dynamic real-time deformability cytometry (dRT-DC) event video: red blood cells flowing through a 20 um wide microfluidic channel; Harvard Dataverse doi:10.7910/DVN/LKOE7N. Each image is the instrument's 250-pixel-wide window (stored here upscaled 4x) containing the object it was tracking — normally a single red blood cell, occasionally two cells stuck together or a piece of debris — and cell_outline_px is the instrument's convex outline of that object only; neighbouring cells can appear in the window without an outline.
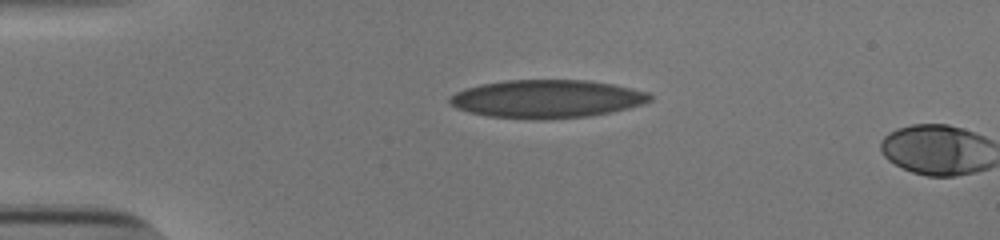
{"species": "human", "species_latin": "Homo sapiens", "temperature_condition": "cold", "stored_images_in_passage": 3, "camera_frame_rate_fps": 3000, "um_per_image_px": 0.085, "donor": {"sex": "male"}, "frame": {"image": 1, "passage_image": 1, "time_ms": 0.0, "image_size_px": [1000, 240], "cell_outline_px": [[652, 100], [644, 104], [612, 112], [588, 116], [544, 120], [536, 120], [488, 116], [468, 112], [456, 108], [448, 100], [456, 92], [464, 88], [480, 84], [504, 80], [588, 80], [612, 84], [648, 92], [652, 96]], "centroid_in_image_um": [46.48, 8.41], "position_along_channel_um": 38.5, "area_um2": 44.74}}